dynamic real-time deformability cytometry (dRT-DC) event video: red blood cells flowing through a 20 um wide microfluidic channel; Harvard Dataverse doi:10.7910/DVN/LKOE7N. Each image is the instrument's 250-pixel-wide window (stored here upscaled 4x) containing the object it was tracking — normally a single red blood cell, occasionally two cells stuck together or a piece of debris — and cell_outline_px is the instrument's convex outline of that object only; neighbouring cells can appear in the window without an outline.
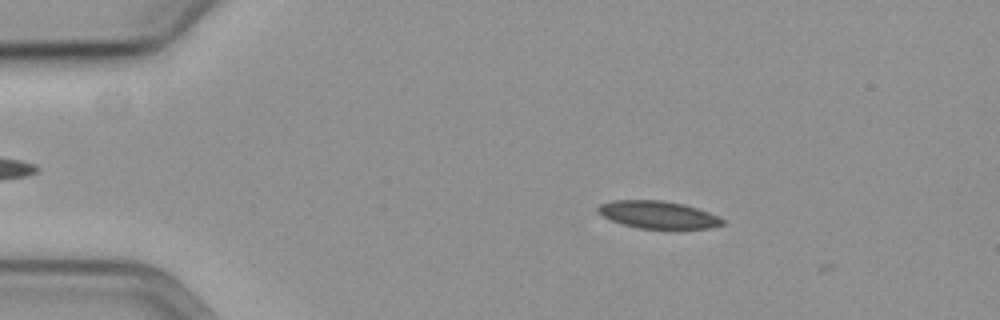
{"species": "common noctule bat (a hibernating species)", "species_latin": "Nyctalus noctula", "temperature_condition": "cold", "stored_images_in_passage": 7, "camera_frame_rate_fps": 3000, "um_per_image_px": 0.085, "animal": {"sex": "female", "body_mass_g": 19.3, "forearm_length_mm": 54.1}, "frame": {"image": 1, "passage_image": 6, "time_ms": 1.667, "image_size_px": [1000, 320], "cell_outline_px": [[724, 224], [712, 228], [640, 228], [624, 224], [612, 220], [596, 212], [596, 208], [600, 204], [612, 200], [664, 200], [684, 204], [708, 212], [724, 220]], "centroid_in_image_um": [55.91, 18.23], "position_along_channel_um": 29.1, "area_um2": 19.71}}